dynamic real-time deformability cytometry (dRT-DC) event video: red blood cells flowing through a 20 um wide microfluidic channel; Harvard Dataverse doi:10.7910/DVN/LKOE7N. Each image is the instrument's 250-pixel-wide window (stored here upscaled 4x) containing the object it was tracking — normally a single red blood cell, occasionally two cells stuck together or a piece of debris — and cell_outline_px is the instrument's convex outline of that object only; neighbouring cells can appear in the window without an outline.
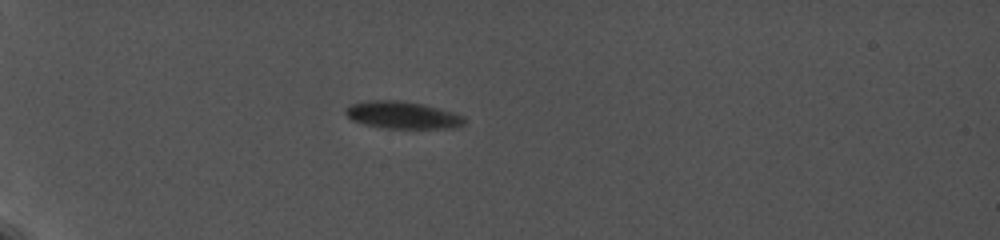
{"species": "common noctule bat (a hibernating species)", "species_latin": "Nyctalus noctula", "temperature_condition": "cold", "stored_images_in_passage": 44, "camera_frame_rate_fps": 5000, "um_per_image_px": 0.085, "animal": {"sex": "female", "body_mass_g": 19.0, "forearm_length_mm": 56.7}, "frame": {"image": 1, "passage_image": 1, "time_ms": 0.0, "image_size_px": [1000, 240], "cell_outline_px": [[464, 124], [456, 128], [384, 128], [364, 124], [352, 120], [344, 112], [344, 108], [348, 104], [364, 100], [400, 100], [420, 104], [452, 112], [464, 116]], "centroid_in_image_um": [34.14, 9.77], "position_along_channel_um": 50.9, "area_um2": 18.9}}
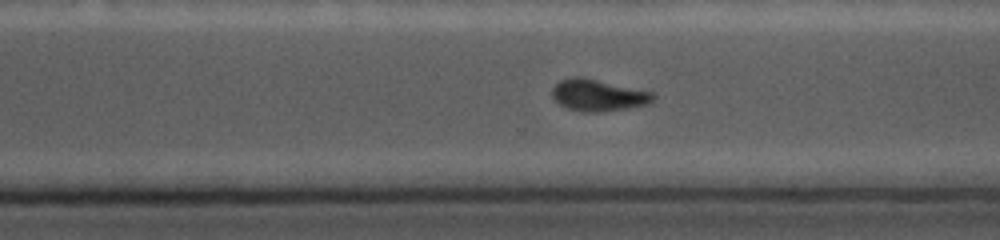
{"frame": {"image": 2, "passage_image": 35, "time_ms": 8.4, "image_size_px": [1000, 240], "cell_outline_px": [[656, 96], [652, 100], [644, 104], [628, 108], [600, 112], [584, 112], [568, 108], [560, 104], [552, 96], [552, 88], [560, 80], [572, 76], [584, 76], [652, 92]], "centroid_in_image_um": [50.81, 8.07], "position_along_channel_um": 319.8, "area_um2": 18.61}}
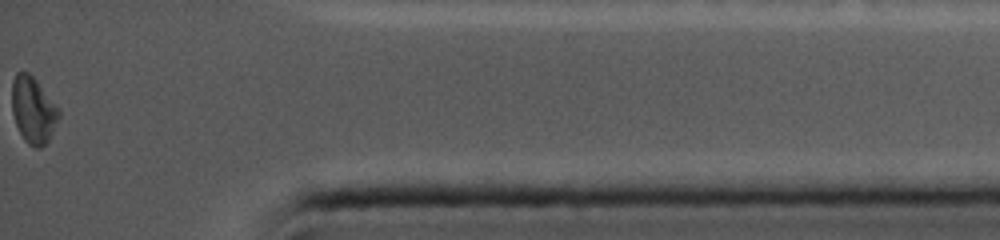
{"frame": {"image": 3, "passage_image": 44, "time_ms": 11.8, "image_size_px": [1000, 240], "cell_outline_px": [[60, 116], [48, 140], [40, 148], [36, 148], [28, 144], [24, 140], [16, 124], [12, 112], [12, 80], [16, 72], [28, 72], [36, 80], [60, 108]], "centroid_in_image_um": [2.82, 9.34], "position_along_channel_um": 432.4, "area_um2": 18.15}, "authors_computed_cell_mechanics": {"area_um2": 19.3341, "velocity_mm_per_s": 3.7466, "shape_relaxation_time_tau1_ms": null, "shape_relaxation_time_tau2_ms": 2.3757, "deformation_change_tau1": null, "deformation_change_tau2": 0.0537}}